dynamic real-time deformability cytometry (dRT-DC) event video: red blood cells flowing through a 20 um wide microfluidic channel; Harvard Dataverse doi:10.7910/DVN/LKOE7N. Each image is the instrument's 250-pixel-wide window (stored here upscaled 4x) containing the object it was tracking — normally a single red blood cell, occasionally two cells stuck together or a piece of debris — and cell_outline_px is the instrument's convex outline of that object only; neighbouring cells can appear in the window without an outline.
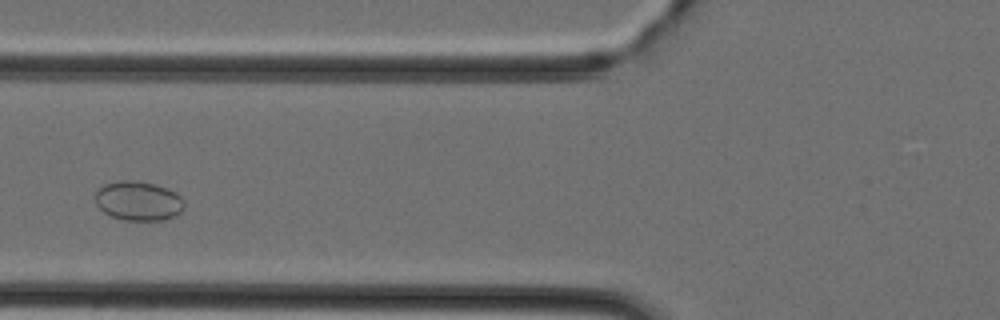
{"species": "Egyptian fruit bat (a non-hibernating species)", "species_latin": "Rousettus aegyptiacus", "temperature_condition": "cold", "stored_images_in_passage": 41, "camera_frame_rate_fps": 3000, "um_per_image_px": 0.085, "animal": {"sex": "female"}, "frame": {"image": 1, "passage_image": 12, "time_ms": 3.667, "image_size_px": [1000, 320], "cell_outline_px": [[184, 208], [176, 216], [164, 220], [124, 220], [112, 216], [104, 212], [96, 204], [96, 192], [104, 184], [120, 180], [136, 180], [156, 184], [168, 188], [176, 192], [184, 200]], "centroid_in_image_um": [11.79, 17.07], "position_along_channel_um": 114.0, "area_um2": 20.58}}
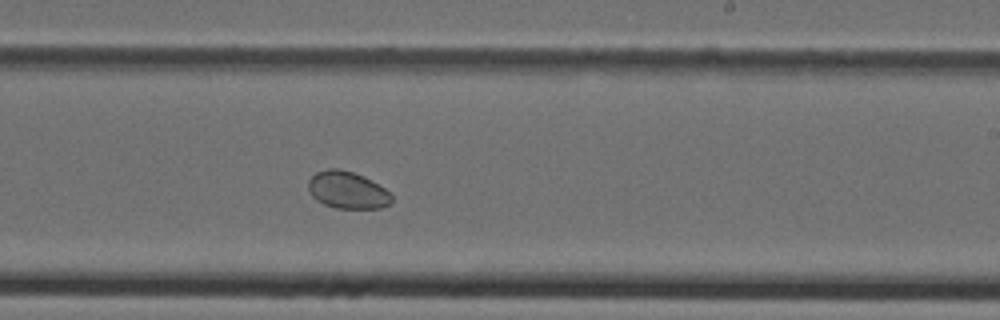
{"frame": {"image": 2, "passage_image": 22, "time_ms": 7.0, "image_size_px": [1000, 320], "cell_outline_px": [[392, 204], [380, 208], [336, 208], [324, 204], [316, 200], [312, 196], [308, 188], [308, 180], [316, 172], [328, 168], [340, 168], [364, 176], [372, 180], [384, 188], [392, 196]], "centroid_in_image_um": [29.53, 16.15], "position_along_channel_um": 259.5, "area_um2": 18.15}}
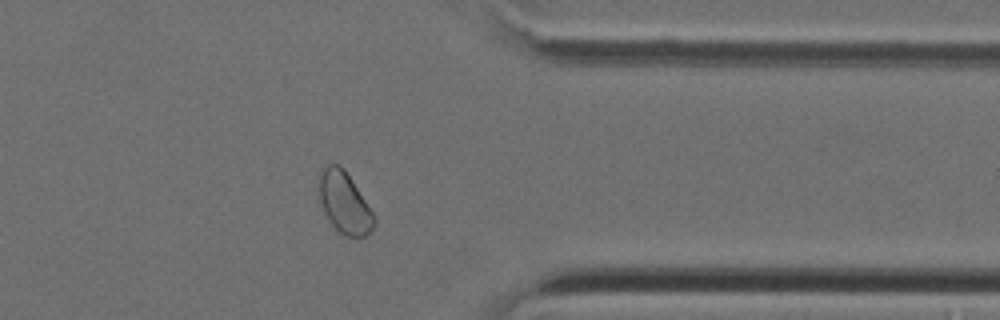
{"frame": {"image": 3, "passage_image": 31, "time_ms": 10.0, "image_size_px": [1000, 320], "cell_outline_px": [[376, 224], [364, 236], [348, 236], [340, 232], [332, 224], [324, 212], [320, 200], [320, 176], [324, 168], [328, 164], [340, 164], [344, 168], [376, 216]], "centroid_in_image_um": [29.31, 17.22], "position_along_channel_um": 382.1, "area_um2": 19.31}}